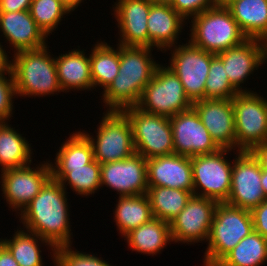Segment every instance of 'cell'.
<instances>
[{
	"mask_svg": "<svg viewBox=\"0 0 267 266\" xmlns=\"http://www.w3.org/2000/svg\"><path fill=\"white\" fill-rule=\"evenodd\" d=\"M67 193L61 183L51 177L18 214L23 228L47 240L55 248L73 242Z\"/></svg>",
	"mask_w": 267,
	"mask_h": 266,
	"instance_id": "obj_1",
	"label": "cell"
},
{
	"mask_svg": "<svg viewBox=\"0 0 267 266\" xmlns=\"http://www.w3.org/2000/svg\"><path fill=\"white\" fill-rule=\"evenodd\" d=\"M150 47L120 45L118 75L102 92L107 110L122 111L136 106L145 86L151 81L156 67Z\"/></svg>",
	"mask_w": 267,
	"mask_h": 266,
	"instance_id": "obj_2",
	"label": "cell"
},
{
	"mask_svg": "<svg viewBox=\"0 0 267 266\" xmlns=\"http://www.w3.org/2000/svg\"><path fill=\"white\" fill-rule=\"evenodd\" d=\"M47 46L13 54L11 70L17 97H45L63 92L57 78L55 57Z\"/></svg>",
	"mask_w": 267,
	"mask_h": 266,
	"instance_id": "obj_3",
	"label": "cell"
},
{
	"mask_svg": "<svg viewBox=\"0 0 267 266\" xmlns=\"http://www.w3.org/2000/svg\"><path fill=\"white\" fill-rule=\"evenodd\" d=\"M192 19V20H191ZM192 45L214 54L235 47L248 39L240 29L231 11L219 3L190 18Z\"/></svg>",
	"mask_w": 267,
	"mask_h": 266,
	"instance_id": "obj_4",
	"label": "cell"
},
{
	"mask_svg": "<svg viewBox=\"0 0 267 266\" xmlns=\"http://www.w3.org/2000/svg\"><path fill=\"white\" fill-rule=\"evenodd\" d=\"M254 231L251 211L218 203L205 250L204 265L215 266L244 237Z\"/></svg>",
	"mask_w": 267,
	"mask_h": 266,
	"instance_id": "obj_5",
	"label": "cell"
},
{
	"mask_svg": "<svg viewBox=\"0 0 267 266\" xmlns=\"http://www.w3.org/2000/svg\"><path fill=\"white\" fill-rule=\"evenodd\" d=\"M192 106L193 103L185 94L178 76L167 65L161 64L156 67L151 81L145 86L136 105L144 112L169 118Z\"/></svg>",
	"mask_w": 267,
	"mask_h": 266,
	"instance_id": "obj_6",
	"label": "cell"
},
{
	"mask_svg": "<svg viewBox=\"0 0 267 266\" xmlns=\"http://www.w3.org/2000/svg\"><path fill=\"white\" fill-rule=\"evenodd\" d=\"M97 127L96 138L82 131L93 146L94 159L100 164L123 160L135 153L132 127L123 111L106 110Z\"/></svg>",
	"mask_w": 267,
	"mask_h": 266,
	"instance_id": "obj_7",
	"label": "cell"
},
{
	"mask_svg": "<svg viewBox=\"0 0 267 266\" xmlns=\"http://www.w3.org/2000/svg\"><path fill=\"white\" fill-rule=\"evenodd\" d=\"M122 111L129 118L136 153L145 159L174 154L169 117L147 113L136 106Z\"/></svg>",
	"mask_w": 267,
	"mask_h": 266,
	"instance_id": "obj_8",
	"label": "cell"
},
{
	"mask_svg": "<svg viewBox=\"0 0 267 266\" xmlns=\"http://www.w3.org/2000/svg\"><path fill=\"white\" fill-rule=\"evenodd\" d=\"M234 150L219 149L217 152L191 157L193 195L226 202L230 189L233 161L225 158ZM199 190V191H198Z\"/></svg>",
	"mask_w": 267,
	"mask_h": 266,
	"instance_id": "obj_9",
	"label": "cell"
},
{
	"mask_svg": "<svg viewBox=\"0 0 267 266\" xmlns=\"http://www.w3.org/2000/svg\"><path fill=\"white\" fill-rule=\"evenodd\" d=\"M237 151H250L267 142V100L257 92H240L232 98Z\"/></svg>",
	"mask_w": 267,
	"mask_h": 266,
	"instance_id": "obj_10",
	"label": "cell"
},
{
	"mask_svg": "<svg viewBox=\"0 0 267 266\" xmlns=\"http://www.w3.org/2000/svg\"><path fill=\"white\" fill-rule=\"evenodd\" d=\"M169 49L172 55L167 67L178 76L192 103L203 100L211 60L216 54L198 48L189 41Z\"/></svg>",
	"mask_w": 267,
	"mask_h": 266,
	"instance_id": "obj_11",
	"label": "cell"
},
{
	"mask_svg": "<svg viewBox=\"0 0 267 266\" xmlns=\"http://www.w3.org/2000/svg\"><path fill=\"white\" fill-rule=\"evenodd\" d=\"M233 160L231 189L225 203L252 211L266 198L261 186V167L250 151H237Z\"/></svg>",
	"mask_w": 267,
	"mask_h": 266,
	"instance_id": "obj_12",
	"label": "cell"
},
{
	"mask_svg": "<svg viewBox=\"0 0 267 266\" xmlns=\"http://www.w3.org/2000/svg\"><path fill=\"white\" fill-rule=\"evenodd\" d=\"M43 162L33 168L29 164L22 168L1 172L0 183L3 198L12 211H18L17 214L23 211L52 177L49 161Z\"/></svg>",
	"mask_w": 267,
	"mask_h": 266,
	"instance_id": "obj_13",
	"label": "cell"
},
{
	"mask_svg": "<svg viewBox=\"0 0 267 266\" xmlns=\"http://www.w3.org/2000/svg\"><path fill=\"white\" fill-rule=\"evenodd\" d=\"M217 204L216 200L192 195L181 212L170 221L173 242H206Z\"/></svg>",
	"mask_w": 267,
	"mask_h": 266,
	"instance_id": "obj_14",
	"label": "cell"
},
{
	"mask_svg": "<svg viewBox=\"0 0 267 266\" xmlns=\"http://www.w3.org/2000/svg\"><path fill=\"white\" fill-rule=\"evenodd\" d=\"M173 131L174 153L193 157L212 154L220 148L192 107L169 118Z\"/></svg>",
	"mask_w": 267,
	"mask_h": 266,
	"instance_id": "obj_15",
	"label": "cell"
},
{
	"mask_svg": "<svg viewBox=\"0 0 267 266\" xmlns=\"http://www.w3.org/2000/svg\"><path fill=\"white\" fill-rule=\"evenodd\" d=\"M101 187L117 191L119 196L147 194V161L134 153L123 160L101 164Z\"/></svg>",
	"mask_w": 267,
	"mask_h": 266,
	"instance_id": "obj_16",
	"label": "cell"
},
{
	"mask_svg": "<svg viewBox=\"0 0 267 266\" xmlns=\"http://www.w3.org/2000/svg\"><path fill=\"white\" fill-rule=\"evenodd\" d=\"M223 63L231 85L240 92H251L242 89L244 81L249 79L254 70L267 62V43L258 39H246L238 46L216 54Z\"/></svg>",
	"mask_w": 267,
	"mask_h": 266,
	"instance_id": "obj_17",
	"label": "cell"
},
{
	"mask_svg": "<svg viewBox=\"0 0 267 266\" xmlns=\"http://www.w3.org/2000/svg\"><path fill=\"white\" fill-rule=\"evenodd\" d=\"M192 107L220 149L236 150L232 99H203L195 101Z\"/></svg>",
	"mask_w": 267,
	"mask_h": 266,
	"instance_id": "obj_18",
	"label": "cell"
},
{
	"mask_svg": "<svg viewBox=\"0 0 267 266\" xmlns=\"http://www.w3.org/2000/svg\"><path fill=\"white\" fill-rule=\"evenodd\" d=\"M150 0H117L113 5L114 17L118 22L119 45L148 47L147 18Z\"/></svg>",
	"mask_w": 267,
	"mask_h": 266,
	"instance_id": "obj_19",
	"label": "cell"
},
{
	"mask_svg": "<svg viewBox=\"0 0 267 266\" xmlns=\"http://www.w3.org/2000/svg\"><path fill=\"white\" fill-rule=\"evenodd\" d=\"M146 161L148 187H169L193 194L191 157L174 153Z\"/></svg>",
	"mask_w": 267,
	"mask_h": 266,
	"instance_id": "obj_20",
	"label": "cell"
},
{
	"mask_svg": "<svg viewBox=\"0 0 267 266\" xmlns=\"http://www.w3.org/2000/svg\"><path fill=\"white\" fill-rule=\"evenodd\" d=\"M0 32L15 53L36 50L47 45L45 34L39 29L29 10L0 12Z\"/></svg>",
	"mask_w": 267,
	"mask_h": 266,
	"instance_id": "obj_21",
	"label": "cell"
},
{
	"mask_svg": "<svg viewBox=\"0 0 267 266\" xmlns=\"http://www.w3.org/2000/svg\"><path fill=\"white\" fill-rule=\"evenodd\" d=\"M185 22L171 5L152 3L147 18L148 47L165 52L176 46Z\"/></svg>",
	"mask_w": 267,
	"mask_h": 266,
	"instance_id": "obj_22",
	"label": "cell"
},
{
	"mask_svg": "<svg viewBox=\"0 0 267 266\" xmlns=\"http://www.w3.org/2000/svg\"><path fill=\"white\" fill-rule=\"evenodd\" d=\"M55 65L57 70V78L61 90L69 92L72 89L91 90L93 88L90 54L86 55L84 50L73 49L65 54L55 57Z\"/></svg>",
	"mask_w": 267,
	"mask_h": 266,
	"instance_id": "obj_23",
	"label": "cell"
},
{
	"mask_svg": "<svg viewBox=\"0 0 267 266\" xmlns=\"http://www.w3.org/2000/svg\"><path fill=\"white\" fill-rule=\"evenodd\" d=\"M224 5L248 39L267 43V0H227Z\"/></svg>",
	"mask_w": 267,
	"mask_h": 266,
	"instance_id": "obj_24",
	"label": "cell"
},
{
	"mask_svg": "<svg viewBox=\"0 0 267 266\" xmlns=\"http://www.w3.org/2000/svg\"><path fill=\"white\" fill-rule=\"evenodd\" d=\"M124 238L130 250L152 256L161 253L167 244L173 242L170 223L158 218H152L127 233Z\"/></svg>",
	"mask_w": 267,
	"mask_h": 266,
	"instance_id": "obj_25",
	"label": "cell"
},
{
	"mask_svg": "<svg viewBox=\"0 0 267 266\" xmlns=\"http://www.w3.org/2000/svg\"><path fill=\"white\" fill-rule=\"evenodd\" d=\"M12 128L8 122L0 123V167L1 172L22 168L32 163L31 144Z\"/></svg>",
	"mask_w": 267,
	"mask_h": 266,
	"instance_id": "obj_26",
	"label": "cell"
},
{
	"mask_svg": "<svg viewBox=\"0 0 267 266\" xmlns=\"http://www.w3.org/2000/svg\"><path fill=\"white\" fill-rule=\"evenodd\" d=\"M100 174L101 164L95 159L83 167L51 168V176L53 179L59 181L61 186L65 189L69 184V188L82 197H89L101 188Z\"/></svg>",
	"mask_w": 267,
	"mask_h": 266,
	"instance_id": "obj_27",
	"label": "cell"
},
{
	"mask_svg": "<svg viewBox=\"0 0 267 266\" xmlns=\"http://www.w3.org/2000/svg\"><path fill=\"white\" fill-rule=\"evenodd\" d=\"M113 214L117 229L123 237L154 218L147 194L119 196Z\"/></svg>",
	"mask_w": 267,
	"mask_h": 266,
	"instance_id": "obj_28",
	"label": "cell"
},
{
	"mask_svg": "<svg viewBox=\"0 0 267 266\" xmlns=\"http://www.w3.org/2000/svg\"><path fill=\"white\" fill-rule=\"evenodd\" d=\"M20 229L21 230L17 229V231L14 232L15 234L11 239L0 238V242L10 251L19 266H44L39 243L45 246L47 245V247L49 246L48 248L52 251L50 255L53 257L52 260L54 262L56 248L50 242L35 233L24 230L23 228ZM51 253H53V255Z\"/></svg>",
	"mask_w": 267,
	"mask_h": 266,
	"instance_id": "obj_29",
	"label": "cell"
},
{
	"mask_svg": "<svg viewBox=\"0 0 267 266\" xmlns=\"http://www.w3.org/2000/svg\"><path fill=\"white\" fill-rule=\"evenodd\" d=\"M90 68L93 88L106 89L118 75L120 66V45L114 49L106 42L98 41L91 49Z\"/></svg>",
	"mask_w": 267,
	"mask_h": 266,
	"instance_id": "obj_30",
	"label": "cell"
},
{
	"mask_svg": "<svg viewBox=\"0 0 267 266\" xmlns=\"http://www.w3.org/2000/svg\"><path fill=\"white\" fill-rule=\"evenodd\" d=\"M267 261V239L256 231L244 237L215 266H261Z\"/></svg>",
	"mask_w": 267,
	"mask_h": 266,
	"instance_id": "obj_31",
	"label": "cell"
},
{
	"mask_svg": "<svg viewBox=\"0 0 267 266\" xmlns=\"http://www.w3.org/2000/svg\"><path fill=\"white\" fill-rule=\"evenodd\" d=\"M192 195L190 191L169 187H148L147 191L153 217L169 223L186 206Z\"/></svg>",
	"mask_w": 267,
	"mask_h": 266,
	"instance_id": "obj_32",
	"label": "cell"
},
{
	"mask_svg": "<svg viewBox=\"0 0 267 266\" xmlns=\"http://www.w3.org/2000/svg\"><path fill=\"white\" fill-rule=\"evenodd\" d=\"M94 160L93 146L83 132H73L59 147L55 163L49 161L51 168H78Z\"/></svg>",
	"mask_w": 267,
	"mask_h": 266,
	"instance_id": "obj_33",
	"label": "cell"
},
{
	"mask_svg": "<svg viewBox=\"0 0 267 266\" xmlns=\"http://www.w3.org/2000/svg\"><path fill=\"white\" fill-rule=\"evenodd\" d=\"M30 14L39 29L48 38L58 27L64 15L72 12L60 0H32Z\"/></svg>",
	"mask_w": 267,
	"mask_h": 266,
	"instance_id": "obj_34",
	"label": "cell"
},
{
	"mask_svg": "<svg viewBox=\"0 0 267 266\" xmlns=\"http://www.w3.org/2000/svg\"><path fill=\"white\" fill-rule=\"evenodd\" d=\"M239 93L230 83L222 60L215 55L204 88V99H232Z\"/></svg>",
	"mask_w": 267,
	"mask_h": 266,
	"instance_id": "obj_35",
	"label": "cell"
},
{
	"mask_svg": "<svg viewBox=\"0 0 267 266\" xmlns=\"http://www.w3.org/2000/svg\"><path fill=\"white\" fill-rule=\"evenodd\" d=\"M72 245L57 247L54 253L55 266H111L103 258L71 249Z\"/></svg>",
	"mask_w": 267,
	"mask_h": 266,
	"instance_id": "obj_36",
	"label": "cell"
},
{
	"mask_svg": "<svg viewBox=\"0 0 267 266\" xmlns=\"http://www.w3.org/2000/svg\"><path fill=\"white\" fill-rule=\"evenodd\" d=\"M6 75L9 77L7 78ZM16 96L14 76L10 69L7 73L0 75V123L10 121L14 110L13 101Z\"/></svg>",
	"mask_w": 267,
	"mask_h": 266,
	"instance_id": "obj_37",
	"label": "cell"
},
{
	"mask_svg": "<svg viewBox=\"0 0 267 266\" xmlns=\"http://www.w3.org/2000/svg\"><path fill=\"white\" fill-rule=\"evenodd\" d=\"M220 0H174L171 7L185 20L192 18L206 9L213 8Z\"/></svg>",
	"mask_w": 267,
	"mask_h": 266,
	"instance_id": "obj_38",
	"label": "cell"
},
{
	"mask_svg": "<svg viewBox=\"0 0 267 266\" xmlns=\"http://www.w3.org/2000/svg\"><path fill=\"white\" fill-rule=\"evenodd\" d=\"M254 231L267 239V199L251 211Z\"/></svg>",
	"mask_w": 267,
	"mask_h": 266,
	"instance_id": "obj_39",
	"label": "cell"
},
{
	"mask_svg": "<svg viewBox=\"0 0 267 266\" xmlns=\"http://www.w3.org/2000/svg\"><path fill=\"white\" fill-rule=\"evenodd\" d=\"M32 0H0V12L30 10Z\"/></svg>",
	"mask_w": 267,
	"mask_h": 266,
	"instance_id": "obj_40",
	"label": "cell"
},
{
	"mask_svg": "<svg viewBox=\"0 0 267 266\" xmlns=\"http://www.w3.org/2000/svg\"><path fill=\"white\" fill-rule=\"evenodd\" d=\"M250 152L258 160L260 167L267 171V142L255 145Z\"/></svg>",
	"mask_w": 267,
	"mask_h": 266,
	"instance_id": "obj_41",
	"label": "cell"
},
{
	"mask_svg": "<svg viewBox=\"0 0 267 266\" xmlns=\"http://www.w3.org/2000/svg\"><path fill=\"white\" fill-rule=\"evenodd\" d=\"M0 266H19L10 251L0 242Z\"/></svg>",
	"mask_w": 267,
	"mask_h": 266,
	"instance_id": "obj_42",
	"label": "cell"
},
{
	"mask_svg": "<svg viewBox=\"0 0 267 266\" xmlns=\"http://www.w3.org/2000/svg\"><path fill=\"white\" fill-rule=\"evenodd\" d=\"M11 69V60L9 55L6 53L5 48L0 42V75L7 73Z\"/></svg>",
	"mask_w": 267,
	"mask_h": 266,
	"instance_id": "obj_43",
	"label": "cell"
},
{
	"mask_svg": "<svg viewBox=\"0 0 267 266\" xmlns=\"http://www.w3.org/2000/svg\"><path fill=\"white\" fill-rule=\"evenodd\" d=\"M63 2L71 11H74L78 6H80V3L83 2V0H60Z\"/></svg>",
	"mask_w": 267,
	"mask_h": 266,
	"instance_id": "obj_44",
	"label": "cell"
},
{
	"mask_svg": "<svg viewBox=\"0 0 267 266\" xmlns=\"http://www.w3.org/2000/svg\"><path fill=\"white\" fill-rule=\"evenodd\" d=\"M261 186L267 199V171L261 168Z\"/></svg>",
	"mask_w": 267,
	"mask_h": 266,
	"instance_id": "obj_45",
	"label": "cell"
},
{
	"mask_svg": "<svg viewBox=\"0 0 267 266\" xmlns=\"http://www.w3.org/2000/svg\"><path fill=\"white\" fill-rule=\"evenodd\" d=\"M154 4H166L171 5L174 0H150Z\"/></svg>",
	"mask_w": 267,
	"mask_h": 266,
	"instance_id": "obj_46",
	"label": "cell"
},
{
	"mask_svg": "<svg viewBox=\"0 0 267 266\" xmlns=\"http://www.w3.org/2000/svg\"><path fill=\"white\" fill-rule=\"evenodd\" d=\"M227 0H220L221 4H224Z\"/></svg>",
	"mask_w": 267,
	"mask_h": 266,
	"instance_id": "obj_47",
	"label": "cell"
}]
</instances>
